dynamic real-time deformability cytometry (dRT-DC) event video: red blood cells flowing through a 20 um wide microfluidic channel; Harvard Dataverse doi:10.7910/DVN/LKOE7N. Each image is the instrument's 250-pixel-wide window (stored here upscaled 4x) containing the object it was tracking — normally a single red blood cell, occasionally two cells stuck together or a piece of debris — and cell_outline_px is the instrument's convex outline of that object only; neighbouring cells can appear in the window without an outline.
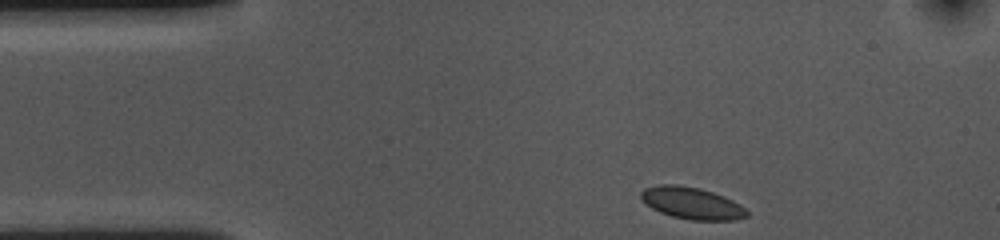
{"species": "common noctule bat (a hibernating species)", "species_latin": "Nyctalus noctula", "temperature_condition": "cold", "stored_images_in_passage": 37, "camera_frame_rate_fps": 3000, "um_per_image_px": 0.085, "animal": {"sex": "female", "body_mass_g": 10.0, "forearm_length_mm": 53.1}, "frame": {"image": 1, "passage_image": 1, "time_ms": 0.0, "image_size_px": [1000, 240], "cell_outline_px": [[748, 216], [736, 220], [692, 220], [672, 216], [660, 212], [652, 208], [640, 196], [640, 192], [644, 188], [660, 184], [676, 184], [700, 188], [724, 196], [740, 204], [748, 212]], "centroid_in_image_um": [58.82, 17.26], "position_along_channel_um": 26.2, "area_um2": 19.59}}
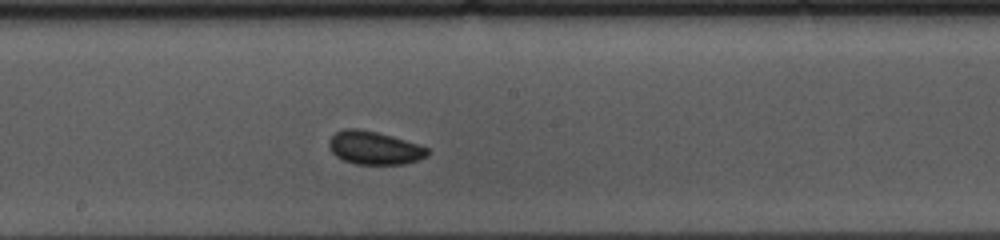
{"frame": {"image": 2, "passage_image": 21, "time_ms": 6.667, "image_size_px": [1000, 240], "cell_outline_px": [[432, 152], [428, 156], [420, 160], [404, 164], [356, 164], [344, 160], [336, 156], [328, 148], [328, 140], [336, 132], [344, 128], [356, 128], [376, 132], [392, 136], [428, 148]], "centroid_in_image_um": [31.82, 12.58], "position_along_channel_um": 216.4, "area_um2": 19.13}}
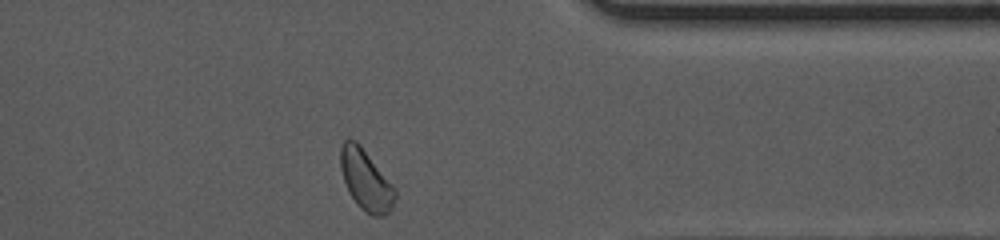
{"frame": {"image": 3, "passage_image": 36, "time_ms": 11.667, "image_size_px": [1000, 240], "cell_outline_px": [[396, 196], [392, 208], [384, 216], [372, 216], [364, 212], [356, 204], [348, 192], [340, 168], [340, 148], [344, 140], [356, 140], [360, 144], [396, 188]], "centroid_in_image_um": [31.1, 15.32], "position_along_channel_um": 380.3, "area_um2": 19.48}, "authors_computed_cell_mechanics": {"area_um2": 18.8428, "velocity_mm_per_s": 3.563, "shape_relaxation_time_tau1_ms": null, "shape_relaxation_time_tau2_ms": 9.9159, "deformation_change_tau1": null, "deformation_change_tau2": 0.0739}}